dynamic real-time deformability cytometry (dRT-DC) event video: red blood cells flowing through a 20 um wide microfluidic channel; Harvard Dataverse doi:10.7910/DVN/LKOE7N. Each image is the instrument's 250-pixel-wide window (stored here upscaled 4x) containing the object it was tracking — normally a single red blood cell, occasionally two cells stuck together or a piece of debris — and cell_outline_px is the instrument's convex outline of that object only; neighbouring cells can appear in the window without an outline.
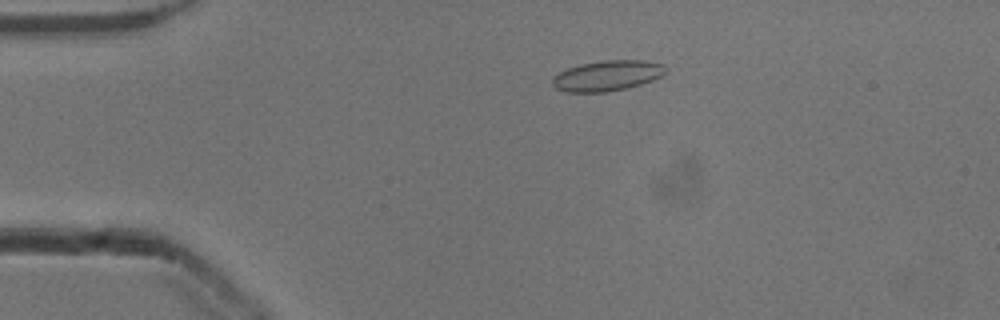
{"species": "common noctule bat (a hibernating species)", "species_latin": "Nyctalus noctula", "temperature_condition": "cold", "stored_images_in_passage": 48, "camera_frame_rate_fps": 3000, "um_per_image_px": 0.085, "animal": {"sex": "male", "body_mass_g": 13.3}, "frame": {"image": 1, "passage_image": 6, "time_ms": 1.667, "image_size_px": [1000, 320], "cell_outline_px": [[668, 68], [660, 76], [652, 80], [628, 88], [604, 92], [564, 92], [556, 88], [552, 84], [552, 80], [560, 72], [568, 68], [580, 64], [604, 60], [644, 60], [664, 64]], "centroid_in_image_um": [51.63, 6.43], "position_along_channel_um": 33.4, "area_um2": 20.0}}
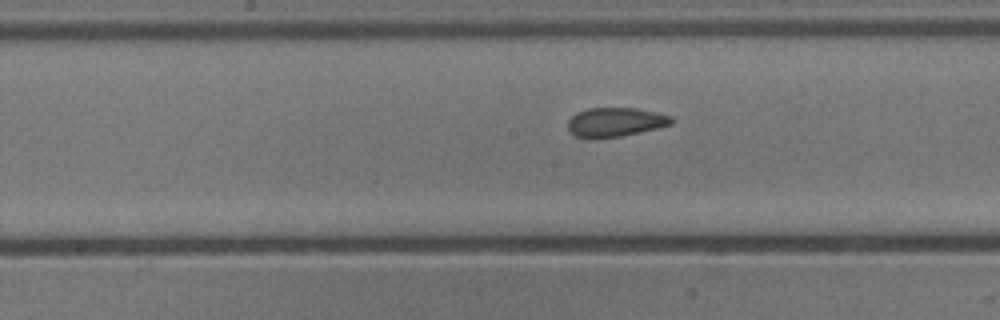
{"frame": {"image": 2, "passage_image": 22, "time_ms": 7.0, "image_size_px": [1000, 320], "cell_outline_px": [[676, 120], [672, 124], [624, 136], [592, 140], [576, 136], [568, 132], [568, 120], [576, 112], [588, 108], [636, 108], [672, 116]], "centroid_in_image_um": [52.27, 10.4], "position_along_channel_um": 195.9, "area_um2": 17.98}}
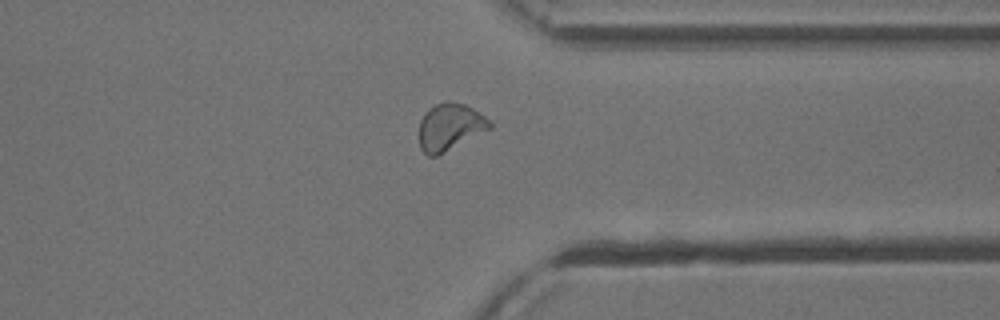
{"frame": {"image": 3, "passage_image": 36, "time_ms": 11.667, "image_size_px": [1000, 320], "cell_outline_px": [[492, 128], [436, 156], [428, 156], [420, 148], [420, 120], [424, 112], [428, 108], [444, 100], [452, 100], [464, 104], [472, 108], [492, 120]], "centroid_in_image_um": [38.25, 10.75], "position_along_channel_um": 373.1, "area_um2": 19.48}, "authors_computed_cell_mechanics": {"area_um2": 18.785, "velocity_mm_per_s": 3.8608, "shape_relaxation_time_tau1_ms": 8.9906, "shape_relaxation_time_tau2_ms": 1.504, "deformation_change_tau1": 0.1578, "deformation_change_tau2": 0.0504}}